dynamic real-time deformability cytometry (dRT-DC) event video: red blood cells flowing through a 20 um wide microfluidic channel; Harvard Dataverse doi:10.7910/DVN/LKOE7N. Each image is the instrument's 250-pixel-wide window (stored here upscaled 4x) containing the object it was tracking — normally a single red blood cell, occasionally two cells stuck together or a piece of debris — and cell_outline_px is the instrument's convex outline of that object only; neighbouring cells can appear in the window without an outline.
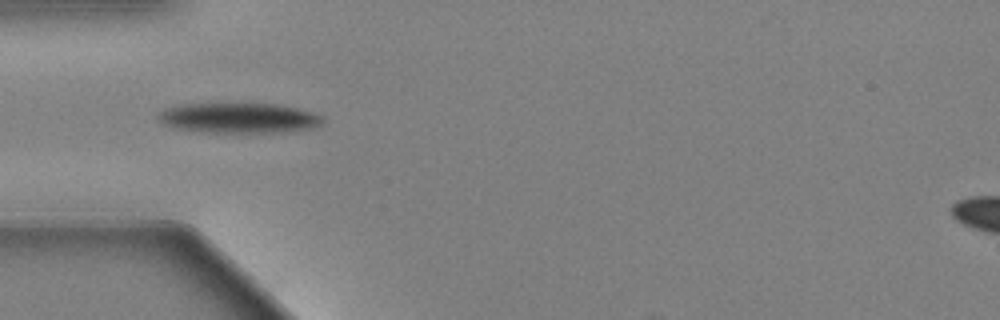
{"species": "Egyptian fruit bat (a non-hibernating species)", "species_latin": "Rousettus aegyptiacus", "temperature_condition": "warm", "stored_images_in_passage": 31, "camera_frame_rate_fps": 3000, "um_per_image_px": 0.085, "animal": {"sex": "female"}, "frame": {"image": 1, "passage_image": 1, "time_ms": 0.0, "image_size_px": [1000, 320], "cell_outline_px": [[324, 120], [320, 124], [312, 128], [280, 132], [208, 132], [176, 128], [164, 124], [160, 120], [160, 112], [164, 108], [184, 104], [280, 104], [312, 112], [324, 116]], "centroid_in_image_um": [20.34, 10.02], "position_along_channel_um": 64.7, "area_um2": 28.55}}
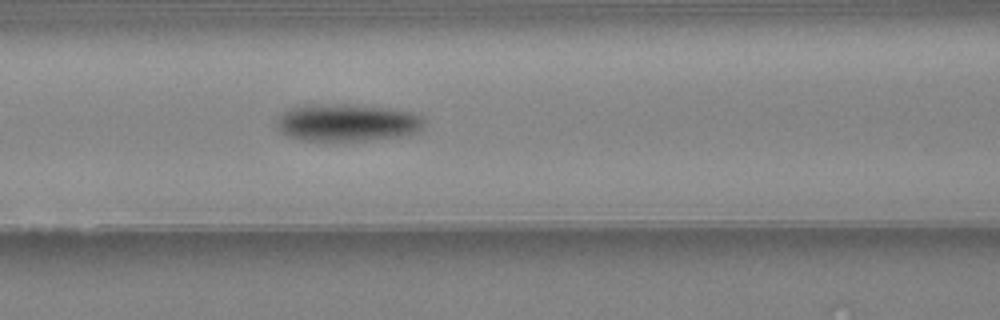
{"frame": {"image": 2, "passage_image": 7, "time_ms": 2.0, "image_size_px": [1000, 320], "cell_outline_px": [[424, 120], [420, 128], [412, 132], [396, 136], [364, 140], [300, 140], [288, 136], [280, 132], [276, 128], [276, 120], [284, 112], [292, 108], [308, 104], [348, 104], [388, 108], [420, 112]], "centroid_in_image_um": [29.47, 10.4], "position_along_channel_um": 137.1, "area_um2": 31.91}}
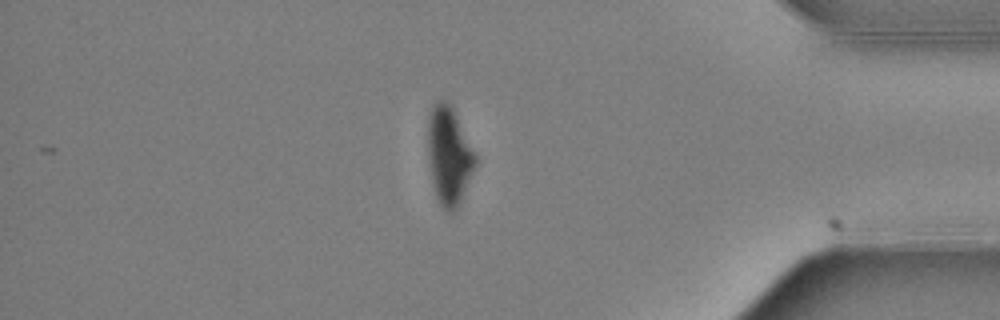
{"frame": {"image": 3, "passage_image": 31, "time_ms": 10.0, "image_size_px": [1000, 320], "cell_outline_px": [[476, 164], [460, 200], [456, 208], [452, 212], [448, 212], [440, 204], [436, 196], [432, 180], [428, 152], [428, 112], [432, 104], [436, 100], [444, 100], [452, 108], [476, 156]], "centroid_in_image_um": [38.13, 13.19], "position_along_channel_um": 397.1, "area_um2": 26.41}}